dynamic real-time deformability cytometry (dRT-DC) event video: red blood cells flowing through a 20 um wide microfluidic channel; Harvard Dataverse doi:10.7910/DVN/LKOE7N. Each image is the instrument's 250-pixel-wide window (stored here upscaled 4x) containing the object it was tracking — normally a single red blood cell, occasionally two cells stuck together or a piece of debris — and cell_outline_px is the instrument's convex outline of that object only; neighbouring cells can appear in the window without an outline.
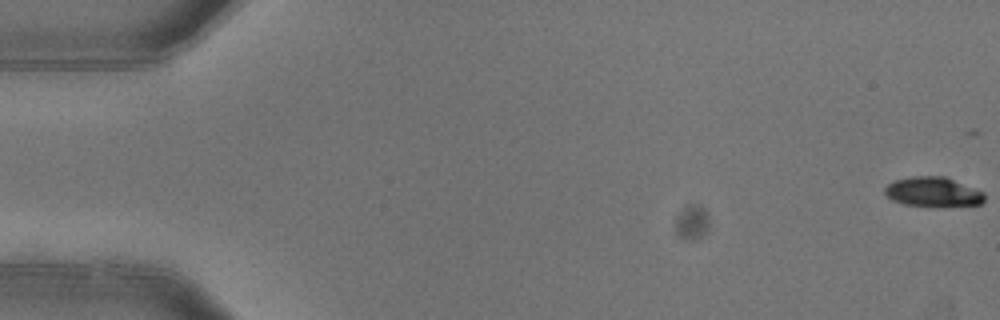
{"species": "common noctule bat (a hibernating species)", "species_latin": "Nyctalus noctula", "temperature_condition": "warm", "stored_images_in_passage": 4, "camera_frame_rate_fps": 3000, "um_per_image_px": 0.085, "animal": {"sex": "female"}, "frame": {"image": 1, "passage_image": 1, "time_ms": 0.0, "image_size_px": [1000, 320], "cell_outline_px": [[984, 200], [980, 204], [904, 204], [892, 200], [884, 192], [884, 188], [888, 184], [896, 180], [912, 176], [944, 176], [984, 192]], "centroid_in_image_um": [79.27, 16.26], "position_along_channel_um": 5.7, "area_um2": 16.36}}